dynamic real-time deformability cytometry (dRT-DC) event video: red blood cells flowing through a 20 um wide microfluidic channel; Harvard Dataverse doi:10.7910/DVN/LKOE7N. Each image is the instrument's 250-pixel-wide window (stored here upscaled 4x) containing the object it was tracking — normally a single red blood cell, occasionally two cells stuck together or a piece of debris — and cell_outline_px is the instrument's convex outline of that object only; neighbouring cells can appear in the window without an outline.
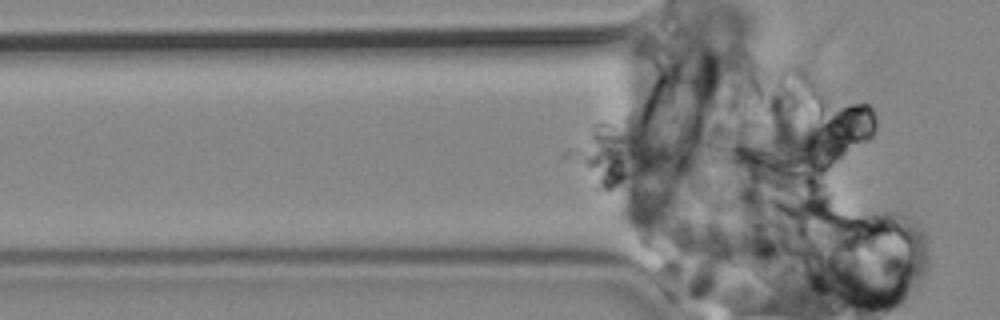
{"species": "common noctule bat (a hibernating species)", "species_latin": "Nyctalus noctula", "temperature_condition": "cold", "stored_images_in_passage": 10, "camera_frame_rate_fps": 3000, "um_per_image_px": 0.085, "animal": {"sex": "male", "body_mass_g": 19.2, "forearm_length_mm": 51.8}, "frame": {"image": 1, "passage_image": 9, "time_ms": 2.667, "image_size_px": [1000, 320], "cell_outline_px": [[700, 160], [680, 180], [612, 188], [608, 160], [608, 156], [612, 136], [616, 132], [624, 128], [644, 128], [700, 140]], "centroid_in_image_um": [55.27, 13.34], "position_along_channel_um": 70.5, "area_um2": 31.67}}